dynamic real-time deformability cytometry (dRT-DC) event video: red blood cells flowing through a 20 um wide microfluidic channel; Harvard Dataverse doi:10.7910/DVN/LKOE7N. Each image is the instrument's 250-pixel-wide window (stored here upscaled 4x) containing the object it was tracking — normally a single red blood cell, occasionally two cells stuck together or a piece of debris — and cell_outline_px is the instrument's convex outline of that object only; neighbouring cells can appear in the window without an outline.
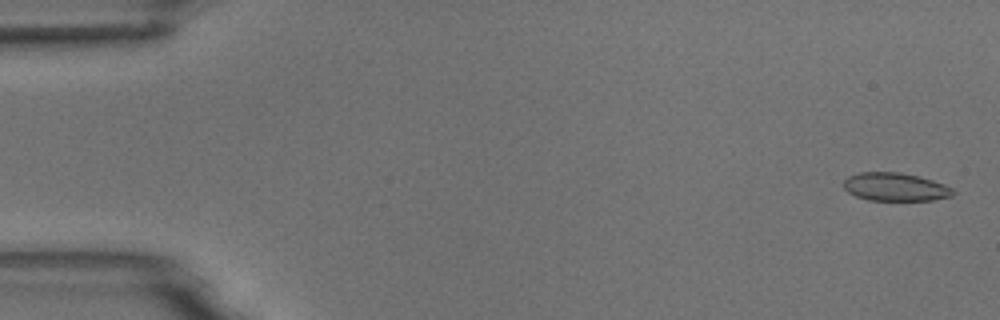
{"species": "common noctule bat (a hibernating species)", "species_latin": "Nyctalus noctula", "temperature_condition": "room temperature", "stored_images_in_passage": 5, "camera_frame_rate_fps": 3000, "um_per_image_px": 0.085, "animal": {"sex": "male", "body_mass_g": 18.8}, "frame": {"image": 1, "passage_image": 1, "time_ms": 0.0, "image_size_px": [1000, 320], "cell_outline_px": [[956, 192], [952, 196], [932, 200], [868, 200], [856, 196], [848, 192], [844, 188], [844, 180], [848, 176], [860, 172], [900, 172], [932, 180], [944, 184], [952, 188]], "centroid_in_image_um": [76.09, 15.89], "position_along_channel_um": 8.9, "area_um2": 17.92}}
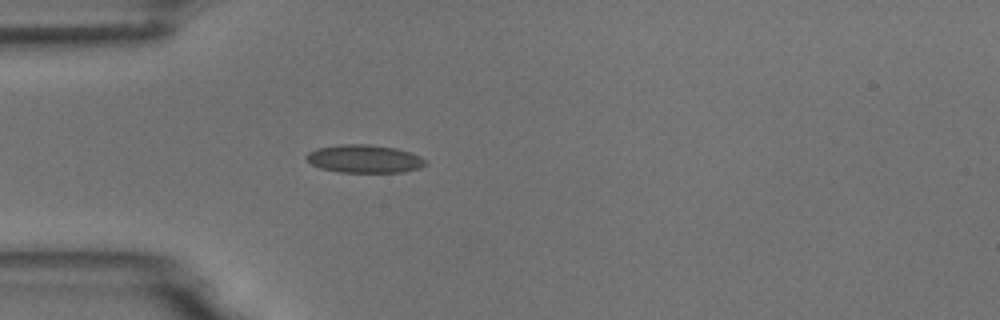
{"frame": {"image": 2, "passage_image": 5, "time_ms": 4.667, "image_size_px": [1000, 320], "cell_outline_px": [[428, 164], [420, 168], [404, 172], [340, 172], [320, 168], [312, 164], [304, 156], [308, 152], [316, 148], [340, 144], [372, 144], [396, 148], [420, 156], [428, 160]], "centroid_in_image_um": [30.99, 13.49], "position_along_channel_um": 54.0, "area_um2": 19.65}}